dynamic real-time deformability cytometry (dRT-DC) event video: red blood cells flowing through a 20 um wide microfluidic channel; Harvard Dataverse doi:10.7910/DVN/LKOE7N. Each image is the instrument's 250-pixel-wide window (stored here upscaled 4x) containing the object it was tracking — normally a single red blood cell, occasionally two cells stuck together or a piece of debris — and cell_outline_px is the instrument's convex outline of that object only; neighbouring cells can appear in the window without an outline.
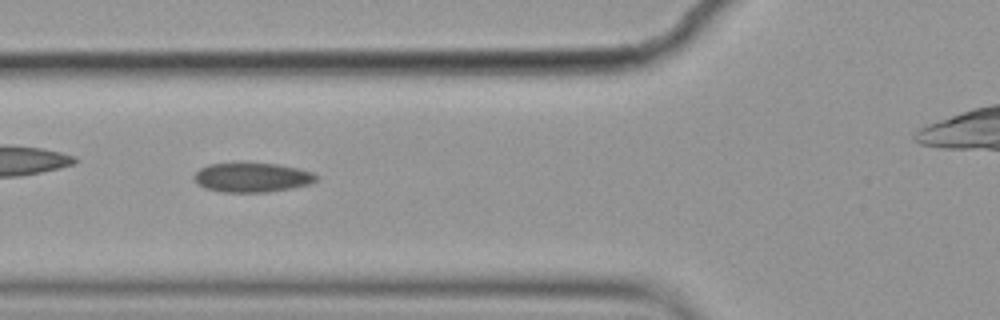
{"species": "common noctule bat (a hibernating species)", "species_latin": "Nyctalus noctula", "temperature_condition": "cold", "stored_images_in_passage": 12, "camera_frame_rate_fps": 3000, "um_per_image_px": 0.085, "animal": {"sex": "female", "body_mass_g": 19.9}, "frame": {"image": 1, "passage_image": 6, "time_ms": 1.667, "image_size_px": [1000, 320], "cell_outline_px": [[316, 180], [312, 184], [292, 188], [268, 192], [220, 192], [204, 188], [192, 176], [200, 168], [208, 164], [244, 160], [280, 164], [300, 168], [312, 172], [316, 176]], "centroid_in_image_um": [21.42, 15.03], "position_along_channel_um": 104.4, "area_um2": 21.85}}
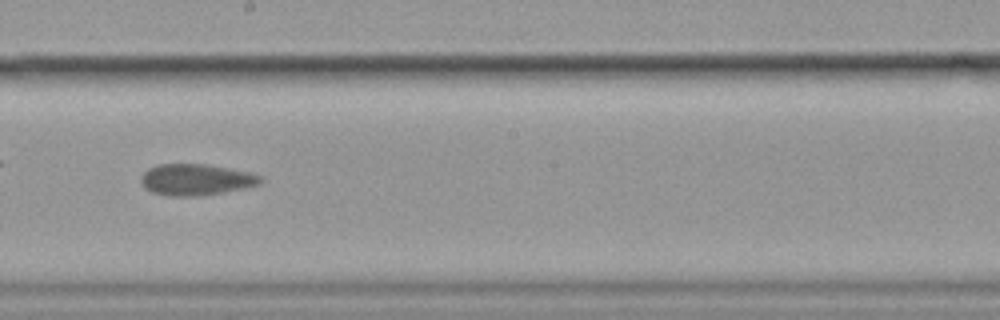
{"frame": {"image": 2, "passage_image": 9, "time_ms": 2.667, "image_size_px": [1000, 320], "cell_outline_px": [[264, 180], [260, 184], [244, 188], [224, 192], [200, 196], [168, 196], [152, 192], [144, 188], [140, 180], [140, 176], [148, 168], [156, 164], [204, 164], [252, 172], [260, 176]], "centroid_in_image_um": [16.65, 15.27], "position_along_channel_um": 231.6, "area_um2": 22.02}}
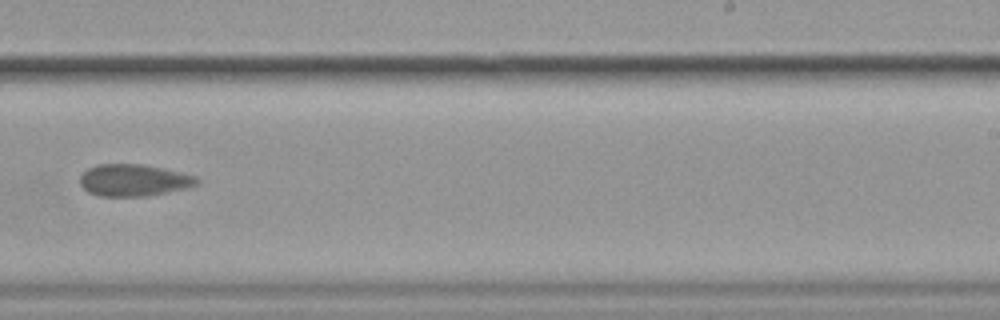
{"frame": {"image": 3, "passage_image": 10, "time_ms": 3.0, "image_size_px": [1000, 320], "cell_outline_px": [[200, 184], [188, 188], [148, 196], [96, 196], [88, 192], [80, 184], [80, 176], [88, 168], [100, 164], [144, 164], [180, 172], [196, 176], [200, 180]], "centroid_in_image_um": [11.4, 15.32], "position_along_channel_um": 277.6, "area_um2": 21.91}}